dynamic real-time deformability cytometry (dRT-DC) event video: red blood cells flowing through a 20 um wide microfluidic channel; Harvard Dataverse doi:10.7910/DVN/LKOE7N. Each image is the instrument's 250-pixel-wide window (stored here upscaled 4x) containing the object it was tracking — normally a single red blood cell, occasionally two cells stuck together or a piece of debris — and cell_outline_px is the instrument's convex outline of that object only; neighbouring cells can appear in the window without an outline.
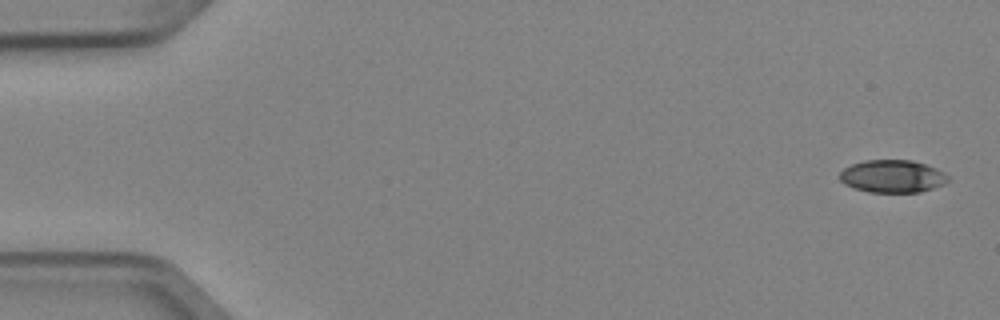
{"species": "Egyptian fruit bat (a non-hibernating species)", "species_latin": "Rousettus aegyptiacus", "temperature_condition": "cold", "stored_images_in_passage": 3, "camera_frame_rate_fps": 3000, "um_per_image_px": 0.085, "animal": {"sex": "female"}, "frame": {"image": 1, "passage_image": 1, "time_ms": 0.0, "image_size_px": [1000, 320], "cell_outline_px": [[948, 180], [944, 184], [920, 192], [868, 192], [852, 188], [844, 184], [840, 180], [840, 172], [844, 168], [852, 164], [864, 160], [912, 160], [936, 168], [944, 172], [948, 176]], "centroid_in_image_um": [75.83, 14.98], "position_along_channel_um": 9.2, "area_um2": 20.63}}